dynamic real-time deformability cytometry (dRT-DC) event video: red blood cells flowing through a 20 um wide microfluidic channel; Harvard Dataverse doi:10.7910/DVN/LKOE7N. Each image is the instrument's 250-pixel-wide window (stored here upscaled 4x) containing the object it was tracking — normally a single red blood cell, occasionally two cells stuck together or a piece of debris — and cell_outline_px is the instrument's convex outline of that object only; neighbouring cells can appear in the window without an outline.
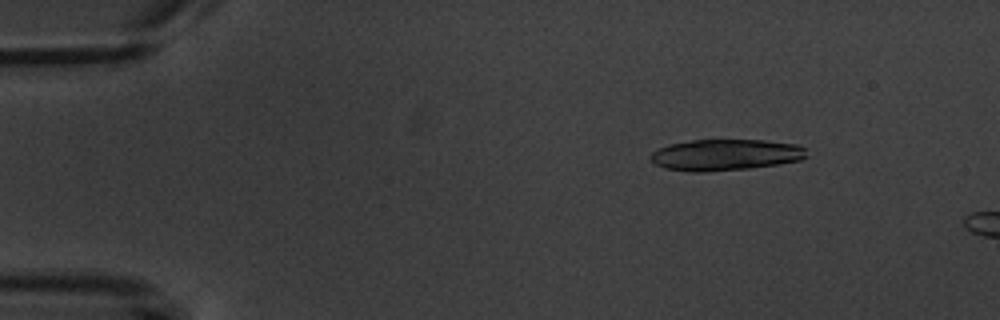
{"species": "common noctule bat (a hibernating species)", "species_latin": "Nyctalus noctula", "temperature_condition": "warm", "stored_images_in_passage": 3, "camera_frame_rate_fps": 3000, "um_per_image_px": 0.085, "animal": {"sex": "male", "body_mass_g": 20.1, "forearm_length_mm": 53.5}, "frame": {"image": 1, "passage_image": 1, "time_ms": 0.0, "image_size_px": [1000, 320], "cell_outline_px": [[808, 156], [800, 160], [780, 164], [748, 168], [704, 172], [692, 172], [664, 168], [656, 164], [648, 156], [652, 152], [668, 144], [692, 140], [764, 140], [796, 144], [804, 148]], "centroid_in_image_um": [61.66, 13.16], "position_along_channel_um": 23.3, "area_um2": 28.44}}